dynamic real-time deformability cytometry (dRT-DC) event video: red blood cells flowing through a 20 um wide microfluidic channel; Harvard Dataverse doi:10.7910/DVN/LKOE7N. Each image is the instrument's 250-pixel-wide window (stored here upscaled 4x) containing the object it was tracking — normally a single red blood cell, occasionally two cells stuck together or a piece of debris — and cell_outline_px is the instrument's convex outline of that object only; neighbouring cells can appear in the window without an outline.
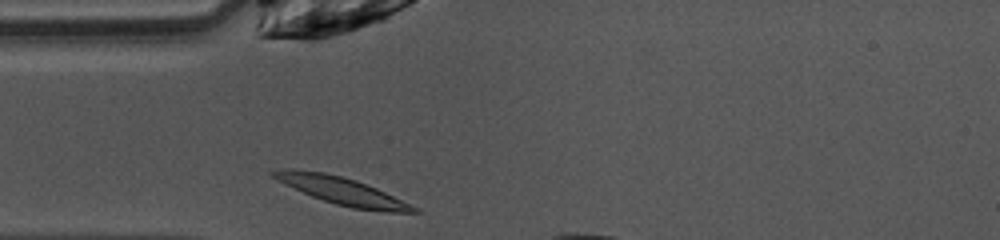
{"species": "common noctule bat (a hibernating species)", "species_latin": "Nyctalus noctula", "temperature_condition": "warm", "stored_images_in_passage": 5, "camera_frame_rate_fps": 3000, "um_per_image_px": 0.085, "animal": {"sex": "female", "body_mass_g": 10.0, "forearm_length_mm": 53.1}, "frame": {"image": 1, "passage_image": 1, "time_ms": 0.0, "image_size_px": [1000, 240], "cell_outline_px": [[420, 212], [388, 212], [352, 208], [336, 204], [312, 196], [272, 176], [268, 172], [280, 168], [292, 168], [324, 172], [356, 180], [376, 188], [416, 208]], "centroid_in_image_um": [29.01, 16.2], "position_along_channel_um": 56.0, "area_um2": 21.73}}